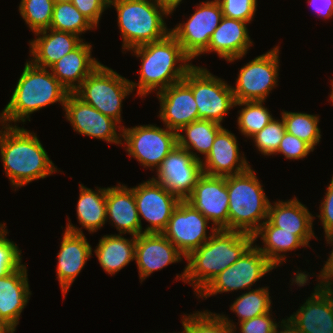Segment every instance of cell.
Here are the masks:
<instances>
[{
    "label": "cell",
    "mask_w": 333,
    "mask_h": 333,
    "mask_svg": "<svg viewBox=\"0 0 333 333\" xmlns=\"http://www.w3.org/2000/svg\"><path fill=\"white\" fill-rule=\"evenodd\" d=\"M111 6L117 11L124 51L158 41L170 33L164 20L170 11L158 0H109Z\"/></svg>",
    "instance_id": "obj_5"
},
{
    "label": "cell",
    "mask_w": 333,
    "mask_h": 333,
    "mask_svg": "<svg viewBox=\"0 0 333 333\" xmlns=\"http://www.w3.org/2000/svg\"><path fill=\"white\" fill-rule=\"evenodd\" d=\"M279 46L255 57L240 68L235 87H232L236 102L265 101L278 84Z\"/></svg>",
    "instance_id": "obj_11"
},
{
    "label": "cell",
    "mask_w": 333,
    "mask_h": 333,
    "mask_svg": "<svg viewBox=\"0 0 333 333\" xmlns=\"http://www.w3.org/2000/svg\"><path fill=\"white\" fill-rule=\"evenodd\" d=\"M253 237L254 242L257 241L258 237L261 238L264 247L256 246L276 268L281 266L282 262L286 263L287 259L284 253L296 251L301 246L308 247L293 232L282 231V228L273 226L268 220L260 226Z\"/></svg>",
    "instance_id": "obj_30"
},
{
    "label": "cell",
    "mask_w": 333,
    "mask_h": 333,
    "mask_svg": "<svg viewBox=\"0 0 333 333\" xmlns=\"http://www.w3.org/2000/svg\"><path fill=\"white\" fill-rule=\"evenodd\" d=\"M155 182L162 184L180 200H186L203 174L201 161L177 145L156 169Z\"/></svg>",
    "instance_id": "obj_15"
},
{
    "label": "cell",
    "mask_w": 333,
    "mask_h": 333,
    "mask_svg": "<svg viewBox=\"0 0 333 333\" xmlns=\"http://www.w3.org/2000/svg\"><path fill=\"white\" fill-rule=\"evenodd\" d=\"M136 236L126 239L122 234L104 235L94 253L100 266L109 275H114L127 266L135 257Z\"/></svg>",
    "instance_id": "obj_29"
},
{
    "label": "cell",
    "mask_w": 333,
    "mask_h": 333,
    "mask_svg": "<svg viewBox=\"0 0 333 333\" xmlns=\"http://www.w3.org/2000/svg\"><path fill=\"white\" fill-rule=\"evenodd\" d=\"M275 268L253 244L234 264L215 276L197 296L207 299L219 293L251 290L255 282Z\"/></svg>",
    "instance_id": "obj_10"
},
{
    "label": "cell",
    "mask_w": 333,
    "mask_h": 333,
    "mask_svg": "<svg viewBox=\"0 0 333 333\" xmlns=\"http://www.w3.org/2000/svg\"><path fill=\"white\" fill-rule=\"evenodd\" d=\"M55 0H21L19 12L34 33L50 27Z\"/></svg>",
    "instance_id": "obj_38"
},
{
    "label": "cell",
    "mask_w": 333,
    "mask_h": 333,
    "mask_svg": "<svg viewBox=\"0 0 333 333\" xmlns=\"http://www.w3.org/2000/svg\"><path fill=\"white\" fill-rule=\"evenodd\" d=\"M271 312L256 316L249 320L237 323L240 326V333H275L277 325L274 322Z\"/></svg>",
    "instance_id": "obj_43"
},
{
    "label": "cell",
    "mask_w": 333,
    "mask_h": 333,
    "mask_svg": "<svg viewBox=\"0 0 333 333\" xmlns=\"http://www.w3.org/2000/svg\"><path fill=\"white\" fill-rule=\"evenodd\" d=\"M60 250L57 255L56 274L62 295L66 293L92 256V246L87 241L82 228L76 227L71 220L66 224Z\"/></svg>",
    "instance_id": "obj_18"
},
{
    "label": "cell",
    "mask_w": 333,
    "mask_h": 333,
    "mask_svg": "<svg viewBox=\"0 0 333 333\" xmlns=\"http://www.w3.org/2000/svg\"><path fill=\"white\" fill-rule=\"evenodd\" d=\"M326 244H331L330 246H333V233L325 236ZM329 257L327 258V261L325 262V265L321 269L318 276V284L317 286L324 287V288H333V247L330 251Z\"/></svg>",
    "instance_id": "obj_46"
},
{
    "label": "cell",
    "mask_w": 333,
    "mask_h": 333,
    "mask_svg": "<svg viewBox=\"0 0 333 333\" xmlns=\"http://www.w3.org/2000/svg\"><path fill=\"white\" fill-rule=\"evenodd\" d=\"M0 125L1 160L13 188L17 190L57 172L37 134L18 125Z\"/></svg>",
    "instance_id": "obj_2"
},
{
    "label": "cell",
    "mask_w": 333,
    "mask_h": 333,
    "mask_svg": "<svg viewBox=\"0 0 333 333\" xmlns=\"http://www.w3.org/2000/svg\"><path fill=\"white\" fill-rule=\"evenodd\" d=\"M279 325H277L275 333H302L290 320L286 318L282 319L281 324ZM278 327L281 329L280 331Z\"/></svg>",
    "instance_id": "obj_48"
},
{
    "label": "cell",
    "mask_w": 333,
    "mask_h": 333,
    "mask_svg": "<svg viewBox=\"0 0 333 333\" xmlns=\"http://www.w3.org/2000/svg\"><path fill=\"white\" fill-rule=\"evenodd\" d=\"M70 92L49 72L26 61L11 99L0 113V124L30 121V114L54 103L64 106Z\"/></svg>",
    "instance_id": "obj_4"
},
{
    "label": "cell",
    "mask_w": 333,
    "mask_h": 333,
    "mask_svg": "<svg viewBox=\"0 0 333 333\" xmlns=\"http://www.w3.org/2000/svg\"><path fill=\"white\" fill-rule=\"evenodd\" d=\"M287 317L302 333H333V288L314 287V292Z\"/></svg>",
    "instance_id": "obj_21"
},
{
    "label": "cell",
    "mask_w": 333,
    "mask_h": 333,
    "mask_svg": "<svg viewBox=\"0 0 333 333\" xmlns=\"http://www.w3.org/2000/svg\"><path fill=\"white\" fill-rule=\"evenodd\" d=\"M281 116L285 123L286 132L304 141L314 150L322 136L318 127L319 116L284 110L281 112Z\"/></svg>",
    "instance_id": "obj_36"
},
{
    "label": "cell",
    "mask_w": 333,
    "mask_h": 333,
    "mask_svg": "<svg viewBox=\"0 0 333 333\" xmlns=\"http://www.w3.org/2000/svg\"><path fill=\"white\" fill-rule=\"evenodd\" d=\"M237 137L224 127L217 133L212 149L201 161L203 174L227 177L246 171L250 165L242 156Z\"/></svg>",
    "instance_id": "obj_22"
},
{
    "label": "cell",
    "mask_w": 333,
    "mask_h": 333,
    "mask_svg": "<svg viewBox=\"0 0 333 333\" xmlns=\"http://www.w3.org/2000/svg\"><path fill=\"white\" fill-rule=\"evenodd\" d=\"M331 81H332V82H331V86H332V87H331V92H330V94H329V95H330L329 97H330V100H331L332 103H333V79H331Z\"/></svg>",
    "instance_id": "obj_51"
},
{
    "label": "cell",
    "mask_w": 333,
    "mask_h": 333,
    "mask_svg": "<svg viewBox=\"0 0 333 333\" xmlns=\"http://www.w3.org/2000/svg\"><path fill=\"white\" fill-rule=\"evenodd\" d=\"M26 264L0 277V319L14 332L20 315L30 300Z\"/></svg>",
    "instance_id": "obj_23"
},
{
    "label": "cell",
    "mask_w": 333,
    "mask_h": 333,
    "mask_svg": "<svg viewBox=\"0 0 333 333\" xmlns=\"http://www.w3.org/2000/svg\"><path fill=\"white\" fill-rule=\"evenodd\" d=\"M228 230L254 235L267 220L270 201L251 166L227 176Z\"/></svg>",
    "instance_id": "obj_6"
},
{
    "label": "cell",
    "mask_w": 333,
    "mask_h": 333,
    "mask_svg": "<svg viewBox=\"0 0 333 333\" xmlns=\"http://www.w3.org/2000/svg\"><path fill=\"white\" fill-rule=\"evenodd\" d=\"M286 132L285 123L273 118L261 131L257 132L250 139H253L254 146L264 156L274 155L279 148L280 142Z\"/></svg>",
    "instance_id": "obj_39"
},
{
    "label": "cell",
    "mask_w": 333,
    "mask_h": 333,
    "mask_svg": "<svg viewBox=\"0 0 333 333\" xmlns=\"http://www.w3.org/2000/svg\"><path fill=\"white\" fill-rule=\"evenodd\" d=\"M160 102L159 118L178 133L184 126L199 120L197 103L192 90L180 81L156 93Z\"/></svg>",
    "instance_id": "obj_20"
},
{
    "label": "cell",
    "mask_w": 333,
    "mask_h": 333,
    "mask_svg": "<svg viewBox=\"0 0 333 333\" xmlns=\"http://www.w3.org/2000/svg\"><path fill=\"white\" fill-rule=\"evenodd\" d=\"M65 118L73 130L91 138L122 146V127L113 118L103 115L83 102L74 93H69L63 106ZM117 129L119 130L117 133Z\"/></svg>",
    "instance_id": "obj_16"
},
{
    "label": "cell",
    "mask_w": 333,
    "mask_h": 333,
    "mask_svg": "<svg viewBox=\"0 0 333 333\" xmlns=\"http://www.w3.org/2000/svg\"><path fill=\"white\" fill-rule=\"evenodd\" d=\"M72 4L97 28L109 0H72Z\"/></svg>",
    "instance_id": "obj_44"
},
{
    "label": "cell",
    "mask_w": 333,
    "mask_h": 333,
    "mask_svg": "<svg viewBox=\"0 0 333 333\" xmlns=\"http://www.w3.org/2000/svg\"><path fill=\"white\" fill-rule=\"evenodd\" d=\"M313 151L314 150L307 143L298 139L296 136L285 132L275 155L283 154L286 159L300 160Z\"/></svg>",
    "instance_id": "obj_42"
},
{
    "label": "cell",
    "mask_w": 333,
    "mask_h": 333,
    "mask_svg": "<svg viewBox=\"0 0 333 333\" xmlns=\"http://www.w3.org/2000/svg\"><path fill=\"white\" fill-rule=\"evenodd\" d=\"M106 220L116 227L119 234L138 236L144 233L131 187L118 183L106 188Z\"/></svg>",
    "instance_id": "obj_25"
},
{
    "label": "cell",
    "mask_w": 333,
    "mask_h": 333,
    "mask_svg": "<svg viewBox=\"0 0 333 333\" xmlns=\"http://www.w3.org/2000/svg\"><path fill=\"white\" fill-rule=\"evenodd\" d=\"M223 17L217 0L201 2L189 19L170 29L184 52L191 58L199 57L207 48L213 32Z\"/></svg>",
    "instance_id": "obj_12"
},
{
    "label": "cell",
    "mask_w": 333,
    "mask_h": 333,
    "mask_svg": "<svg viewBox=\"0 0 333 333\" xmlns=\"http://www.w3.org/2000/svg\"><path fill=\"white\" fill-rule=\"evenodd\" d=\"M185 256L162 233H142L136 236L135 257L139 279L143 282L154 271L182 261Z\"/></svg>",
    "instance_id": "obj_19"
},
{
    "label": "cell",
    "mask_w": 333,
    "mask_h": 333,
    "mask_svg": "<svg viewBox=\"0 0 333 333\" xmlns=\"http://www.w3.org/2000/svg\"><path fill=\"white\" fill-rule=\"evenodd\" d=\"M35 36L36 39L29 41L30 55L33 57L30 62L48 69L83 42L78 35L50 28L35 32Z\"/></svg>",
    "instance_id": "obj_27"
},
{
    "label": "cell",
    "mask_w": 333,
    "mask_h": 333,
    "mask_svg": "<svg viewBox=\"0 0 333 333\" xmlns=\"http://www.w3.org/2000/svg\"><path fill=\"white\" fill-rule=\"evenodd\" d=\"M132 92L130 80L100 63L73 93L121 125L122 102Z\"/></svg>",
    "instance_id": "obj_7"
},
{
    "label": "cell",
    "mask_w": 333,
    "mask_h": 333,
    "mask_svg": "<svg viewBox=\"0 0 333 333\" xmlns=\"http://www.w3.org/2000/svg\"><path fill=\"white\" fill-rule=\"evenodd\" d=\"M312 10L323 19L333 18V0H308Z\"/></svg>",
    "instance_id": "obj_47"
},
{
    "label": "cell",
    "mask_w": 333,
    "mask_h": 333,
    "mask_svg": "<svg viewBox=\"0 0 333 333\" xmlns=\"http://www.w3.org/2000/svg\"><path fill=\"white\" fill-rule=\"evenodd\" d=\"M224 17L251 23L257 10V0H217Z\"/></svg>",
    "instance_id": "obj_41"
},
{
    "label": "cell",
    "mask_w": 333,
    "mask_h": 333,
    "mask_svg": "<svg viewBox=\"0 0 333 333\" xmlns=\"http://www.w3.org/2000/svg\"><path fill=\"white\" fill-rule=\"evenodd\" d=\"M5 223L0 226V277L7 275L22 265L21 250L6 236Z\"/></svg>",
    "instance_id": "obj_40"
},
{
    "label": "cell",
    "mask_w": 333,
    "mask_h": 333,
    "mask_svg": "<svg viewBox=\"0 0 333 333\" xmlns=\"http://www.w3.org/2000/svg\"><path fill=\"white\" fill-rule=\"evenodd\" d=\"M223 128L219 123L199 119L184 126L177 133L178 145L186 149L195 159L202 161L197 155L200 153L204 158L210 153L217 133ZM184 132L185 135L182 133ZM197 152H193V151Z\"/></svg>",
    "instance_id": "obj_31"
},
{
    "label": "cell",
    "mask_w": 333,
    "mask_h": 333,
    "mask_svg": "<svg viewBox=\"0 0 333 333\" xmlns=\"http://www.w3.org/2000/svg\"><path fill=\"white\" fill-rule=\"evenodd\" d=\"M132 189L141 229V220L145 219L150 225L144 229V233H162L181 200L152 178Z\"/></svg>",
    "instance_id": "obj_14"
},
{
    "label": "cell",
    "mask_w": 333,
    "mask_h": 333,
    "mask_svg": "<svg viewBox=\"0 0 333 333\" xmlns=\"http://www.w3.org/2000/svg\"><path fill=\"white\" fill-rule=\"evenodd\" d=\"M178 333H180V332H178ZM181 333H188L187 329L184 326H183V331Z\"/></svg>",
    "instance_id": "obj_53"
},
{
    "label": "cell",
    "mask_w": 333,
    "mask_h": 333,
    "mask_svg": "<svg viewBox=\"0 0 333 333\" xmlns=\"http://www.w3.org/2000/svg\"><path fill=\"white\" fill-rule=\"evenodd\" d=\"M97 190V191H96ZM92 190L79 184V199L77 202V219L89 233L97 232L106 221V188Z\"/></svg>",
    "instance_id": "obj_32"
},
{
    "label": "cell",
    "mask_w": 333,
    "mask_h": 333,
    "mask_svg": "<svg viewBox=\"0 0 333 333\" xmlns=\"http://www.w3.org/2000/svg\"><path fill=\"white\" fill-rule=\"evenodd\" d=\"M0 333H14V331L0 319Z\"/></svg>",
    "instance_id": "obj_50"
},
{
    "label": "cell",
    "mask_w": 333,
    "mask_h": 333,
    "mask_svg": "<svg viewBox=\"0 0 333 333\" xmlns=\"http://www.w3.org/2000/svg\"><path fill=\"white\" fill-rule=\"evenodd\" d=\"M55 2H72V0H55Z\"/></svg>",
    "instance_id": "obj_52"
},
{
    "label": "cell",
    "mask_w": 333,
    "mask_h": 333,
    "mask_svg": "<svg viewBox=\"0 0 333 333\" xmlns=\"http://www.w3.org/2000/svg\"><path fill=\"white\" fill-rule=\"evenodd\" d=\"M141 59L138 83L130 81L133 92L146 97L153 91L160 92L182 81L194 66L179 42L169 33L163 39L130 49ZM179 62V64H177ZM177 65V66H176Z\"/></svg>",
    "instance_id": "obj_3"
},
{
    "label": "cell",
    "mask_w": 333,
    "mask_h": 333,
    "mask_svg": "<svg viewBox=\"0 0 333 333\" xmlns=\"http://www.w3.org/2000/svg\"><path fill=\"white\" fill-rule=\"evenodd\" d=\"M253 235L216 229L211 237L185 259L187 265L176 280L189 283L198 295L219 273L234 264L253 244Z\"/></svg>",
    "instance_id": "obj_1"
},
{
    "label": "cell",
    "mask_w": 333,
    "mask_h": 333,
    "mask_svg": "<svg viewBox=\"0 0 333 333\" xmlns=\"http://www.w3.org/2000/svg\"><path fill=\"white\" fill-rule=\"evenodd\" d=\"M320 205V215H317L316 217L320 219L325 232L324 234L327 236L333 233V176Z\"/></svg>",
    "instance_id": "obj_45"
},
{
    "label": "cell",
    "mask_w": 333,
    "mask_h": 333,
    "mask_svg": "<svg viewBox=\"0 0 333 333\" xmlns=\"http://www.w3.org/2000/svg\"><path fill=\"white\" fill-rule=\"evenodd\" d=\"M182 81L192 90L199 119L221 125L224 116L235 107L236 101L231 85L210 73L207 68L194 65Z\"/></svg>",
    "instance_id": "obj_8"
},
{
    "label": "cell",
    "mask_w": 333,
    "mask_h": 333,
    "mask_svg": "<svg viewBox=\"0 0 333 333\" xmlns=\"http://www.w3.org/2000/svg\"><path fill=\"white\" fill-rule=\"evenodd\" d=\"M216 229L228 230L229 196L227 177L202 174L186 199Z\"/></svg>",
    "instance_id": "obj_17"
},
{
    "label": "cell",
    "mask_w": 333,
    "mask_h": 333,
    "mask_svg": "<svg viewBox=\"0 0 333 333\" xmlns=\"http://www.w3.org/2000/svg\"><path fill=\"white\" fill-rule=\"evenodd\" d=\"M210 221L186 200H181L173 210L171 218L162 234L185 256L204 244L216 230Z\"/></svg>",
    "instance_id": "obj_13"
},
{
    "label": "cell",
    "mask_w": 333,
    "mask_h": 333,
    "mask_svg": "<svg viewBox=\"0 0 333 333\" xmlns=\"http://www.w3.org/2000/svg\"><path fill=\"white\" fill-rule=\"evenodd\" d=\"M49 28L81 36L82 33L96 27L72 2H55Z\"/></svg>",
    "instance_id": "obj_35"
},
{
    "label": "cell",
    "mask_w": 333,
    "mask_h": 333,
    "mask_svg": "<svg viewBox=\"0 0 333 333\" xmlns=\"http://www.w3.org/2000/svg\"><path fill=\"white\" fill-rule=\"evenodd\" d=\"M245 21L222 17L220 24L213 32L208 48L202 53L215 52L219 58L234 62L243 58L253 45Z\"/></svg>",
    "instance_id": "obj_24"
},
{
    "label": "cell",
    "mask_w": 333,
    "mask_h": 333,
    "mask_svg": "<svg viewBox=\"0 0 333 333\" xmlns=\"http://www.w3.org/2000/svg\"><path fill=\"white\" fill-rule=\"evenodd\" d=\"M268 288L266 286L251 289L233 301L229 309L237 315L238 323L272 312V301Z\"/></svg>",
    "instance_id": "obj_33"
},
{
    "label": "cell",
    "mask_w": 333,
    "mask_h": 333,
    "mask_svg": "<svg viewBox=\"0 0 333 333\" xmlns=\"http://www.w3.org/2000/svg\"><path fill=\"white\" fill-rule=\"evenodd\" d=\"M91 51V43L82 42L49 68L53 76L70 93H73L100 64L91 56Z\"/></svg>",
    "instance_id": "obj_28"
},
{
    "label": "cell",
    "mask_w": 333,
    "mask_h": 333,
    "mask_svg": "<svg viewBox=\"0 0 333 333\" xmlns=\"http://www.w3.org/2000/svg\"><path fill=\"white\" fill-rule=\"evenodd\" d=\"M187 315L184 314L181 321L188 333H236L237 325L225 314L205 310Z\"/></svg>",
    "instance_id": "obj_34"
},
{
    "label": "cell",
    "mask_w": 333,
    "mask_h": 333,
    "mask_svg": "<svg viewBox=\"0 0 333 333\" xmlns=\"http://www.w3.org/2000/svg\"><path fill=\"white\" fill-rule=\"evenodd\" d=\"M163 6H165L169 11L170 14L173 13L174 10L180 5L182 0H158Z\"/></svg>",
    "instance_id": "obj_49"
},
{
    "label": "cell",
    "mask_w": 333,
    "mask_h": 333,
    "mask_svg": "<svg viewBox=\"0 0 333 333\" xmlns=\"http://www.w3.org/2000/svg\"><path fill=\"white\" fill-rule=\"evenodd\" d=\"M272 204H269L267 220L273 226L282 228V231L293 232L310 247V240L316 237L313 231L314 216L307 207L295 196L288 201L278 200Z\"/></svg>",
    "instance_id": "obj_26"
},
{
    "label": "cell",
    "mask_w": 333,
    "mask_h": 333,
    "mask_svg": "<svg viewBox=\"0 0 333 333\" xmlns=\"http://www.w3.org/2000/svg\"><path fill=\"white\" fill-rule=\"evenodd\" d=\"M264 102L256 100L235 102V106H243L238 111L237 125L245 137L251 138L273 120L269 109L263 106Z\"/></svg>",
    "instance_id": "obj_37"
},
{
    "label": "cell",
    "mask_w": 333,
    "mask_h": 333,
    "mask_svg": "<svg viewBox=\"0 0 333 333\" xmlns=\"http://www.w3.org/2000/svg\"><path fill=\"white\" fill-rule=\"evenodd\" d=\"M122 147L128 156L143 167L157 169L167 155L178 145L177 132L155 124L122 127Z\"/></svg>",
    "instance_id": "obj_9"
}]
</instances>
